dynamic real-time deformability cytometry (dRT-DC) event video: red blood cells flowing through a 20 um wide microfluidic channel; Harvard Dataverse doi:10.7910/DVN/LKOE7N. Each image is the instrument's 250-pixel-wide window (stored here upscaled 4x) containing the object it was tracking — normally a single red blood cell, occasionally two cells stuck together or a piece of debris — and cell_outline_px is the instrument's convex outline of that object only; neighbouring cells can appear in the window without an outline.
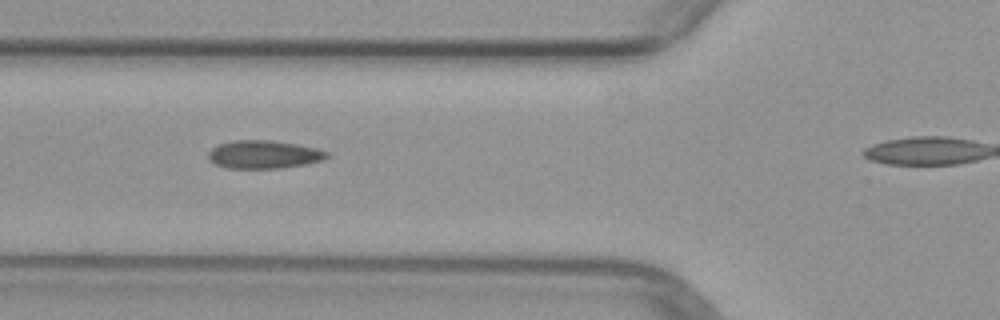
{"species": "common noctule bat (a hibernating species)", "species_latin": "Nyctalus noctula", "temperature_condition": "warm", "stored_images_in_passage": 5, "segment_of_instrument_passage": [1, 2], "camera_frame_rate_fps": 3000, "um_per_image_px": 0.085, "animal": {"sex": "female", "body_mass_g": 29.2, "forearm_length_mm": 56.3}, "frame": {"image": 1, "passage_image": 2, "time_ms": 1.0, "image_size_px": [1000, 320], "cell_outline_px": [[328, 156], [320, 160], [304, 164], [280, 168], [228, 168], [216, 164], [208, 156], [208, 152], [212, 148], [220, 144], [236, 140], [272, 140], [296, 144], [316, 148], [328, 152]], "centroid_in_image_um": [22.41, 13.12], "position_along_channel_um": 103.4, "area_um2": 19.07}}
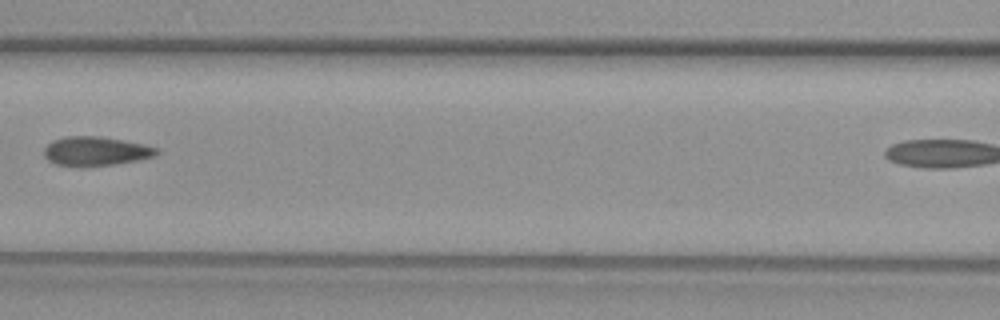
{"frame": {"image": 2, "passage_image": 3, "time_ms": 2.333, "image_size_px": [1000, 320], "cell_outline_px": [[160, 152], [156, 156], [140, 160], [116, 164], [84, 168], [76, 168], [56, 164], [48, 160], [44, 156], [44, 148], [52, 140], [64, 136], [100, 136], [124, 140], [144, 144], [156, 148]], "centroid_in_image_um": [8.13, 12.87], "position_along_channel_um": 158.5, "area_um2": 19.71}}
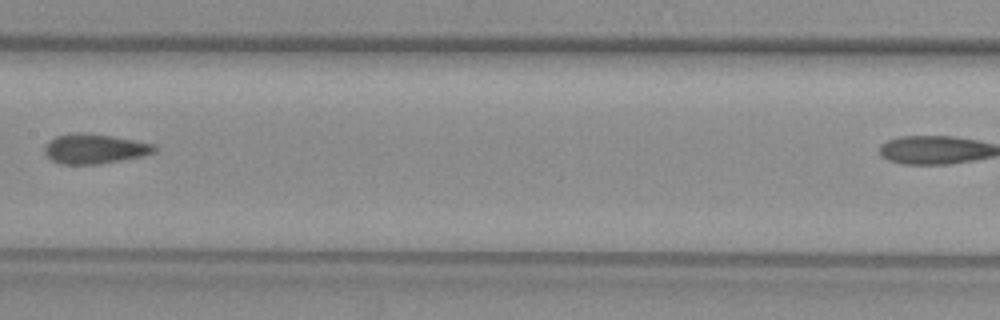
{"frame": {"image": 3, "passage_image": 4, "time_ms": 3.333, "image_size_px": [1000, 320], "cell_outline_px": [[156, 152], [144, 156], [96, 164], [60, 164], [52, 160], [44, 152], [44, 148], [48, 140], [56, 136], [68, 132], [84, 132], [112, 136], [152, 144], [156, 148]], "centroid_in_image_um": [7.99, 12.63], "position_along_channel_um": 199.4, "area_um2": 19.07}}